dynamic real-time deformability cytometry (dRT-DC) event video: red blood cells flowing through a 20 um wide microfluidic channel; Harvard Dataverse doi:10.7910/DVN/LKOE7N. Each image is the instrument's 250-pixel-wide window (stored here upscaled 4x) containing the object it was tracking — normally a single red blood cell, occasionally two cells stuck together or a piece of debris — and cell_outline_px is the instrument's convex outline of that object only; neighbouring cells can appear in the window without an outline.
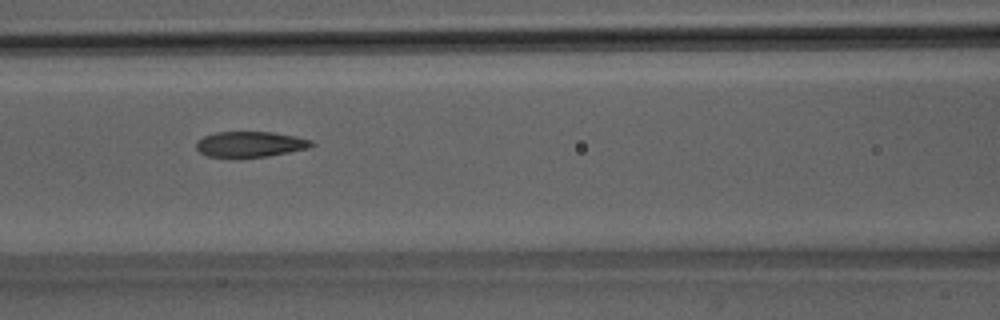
{"species": "Egyptian fruit bat (a non-hibernating species)", "species_latin": "Rousettus aegyptiacus", "temperature_condition": "room temperature", "stored_images_in_passage": 44, "camera_frame_rate_fps": 3000, "um_per_image_px": 0.085, "animal": {"sex": "male"}, "frame": {"image": 1, "passage_image": 22, "time_ms": 7.0, "image_size_px": [1000, 320], "cell_outline_px": [[316, 144], [308, 148], [268, 156], [236, 160], [208, 156], [200, 152], [196, 148], [196, 140], [204, 136], [216, 132], [272, 132], [296, 136], [312, 140]], "centroid_in_image_um": [21.23, 12.29], "position_along_channel_um": 145.4, "area_um2": 17.8}}
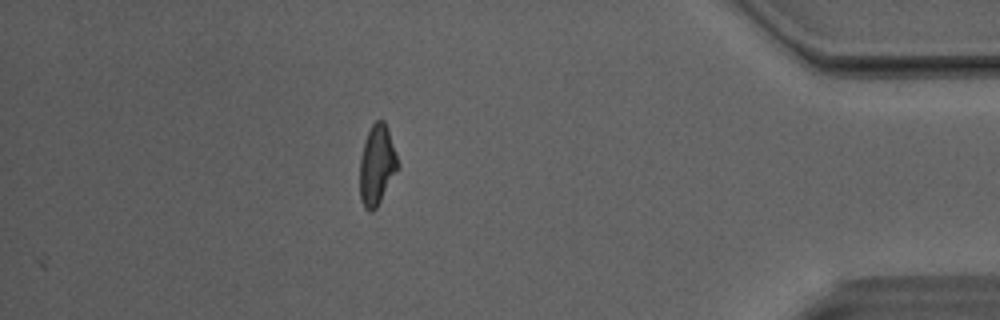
{"frame": {"image": 2, "passage_image": 44, "time_ms": 14.333, "image_size_px": [1000, 320], "cell_outline_px": [[400, 164], [396, 172], [376, 208], [372, 212], [368, 212], [364, 208], [360, 200], [360, 156], [364, 140], [372, 124], [376, 120], [384, 120], [388, 128]], "centroid_in_image_um": [32.03, 14.02], "position_along_channel_um": 403.2, "area_um2": 17.86}, "authors_computed_cell_mechanics": {"area_um2": 18.1203, "velocity_mm_per_s": 4.0985, "shape_relaxation_time_tau1_ms": 5.9363, "shape_relaxation_time_tau2_ms": 1.9363, "deformation_change_tau1": 0.1852, "deformation_change_tau2": 0.108}}